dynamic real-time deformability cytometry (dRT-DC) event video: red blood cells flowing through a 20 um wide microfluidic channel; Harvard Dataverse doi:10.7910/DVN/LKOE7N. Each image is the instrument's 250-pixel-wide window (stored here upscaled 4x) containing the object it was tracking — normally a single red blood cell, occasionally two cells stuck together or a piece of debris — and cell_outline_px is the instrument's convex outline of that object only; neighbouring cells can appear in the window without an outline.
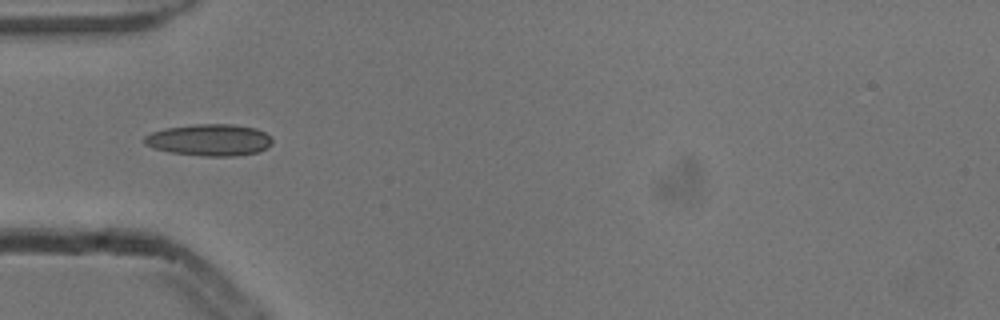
{"species": "common noctule bat (a hibernating species)", "species_latin": "Nyctalus noctula", "temperature_condition": "cold", "stored_images_in_passage": 6, "camera_frame_rate_fps": 3000, "um_per_image_px": 0.085, "animal": {"sex": "male", "body_mass_g": 13.3}, "frame": {"image": 1, "passage_image": 4, "time_ms": 1.0, "image_size_px": [1000, 320], "cell_outline_px": [[272, 144], [268, 148], [260, 152], [236, 156], [204, 156], [172, 152], [152, 148], [144, 144], [144, 136], [152, 132], [164, 128], [192, 124], [232, 124], [256, 128], [264, 132], [272, 140]], "centroid_in_image_um": [17.81, 11.89], "position_along_channel_um": 67.2, "area_um2": 23.81}}
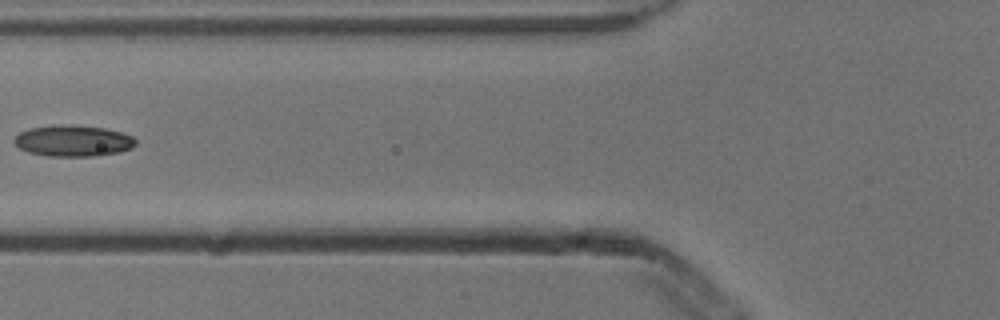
{"frame": {"image": 2, "passage_image": 5, "time_ms": 1.333, "image_size_px": [1000, 320], "cell_outline_px": [[136, 144], [132, 148], [120, 152], [96, 156], [48, 156], [28, 152], [20, 148], [12, 140], [20, 132], [28, 128], [56, 124], [72, 124], [104, 128], [120, 132], [132, 136], [136, 140]], "centroid_in_image_um": [6.21, 11.96], "position_along_channel_um": 119.6, "area_um2": 22.31}}
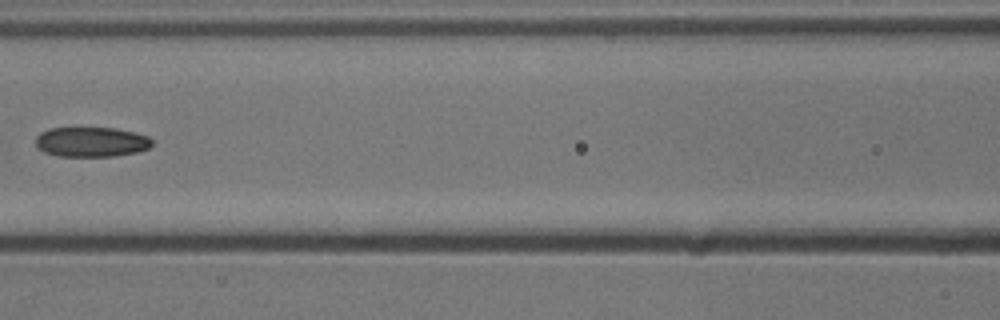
{"frame": {"image": 3, "passage_image": 6, "time_ms": 1.667, "image_size_px": [1000, 320], "cell_outline_px": [[152, 144], [148, 148], [136, 152], [116, 156], [56, 156], [44, 152], [36, 148], [36, 136], [40, 132], [48, 128], [116, 128], [148, 136], [152, 140]], "centroid_in_image_um": [7.72, 12.06], "position_along_channel_um": 158.9, "area_um2": 20.35}}